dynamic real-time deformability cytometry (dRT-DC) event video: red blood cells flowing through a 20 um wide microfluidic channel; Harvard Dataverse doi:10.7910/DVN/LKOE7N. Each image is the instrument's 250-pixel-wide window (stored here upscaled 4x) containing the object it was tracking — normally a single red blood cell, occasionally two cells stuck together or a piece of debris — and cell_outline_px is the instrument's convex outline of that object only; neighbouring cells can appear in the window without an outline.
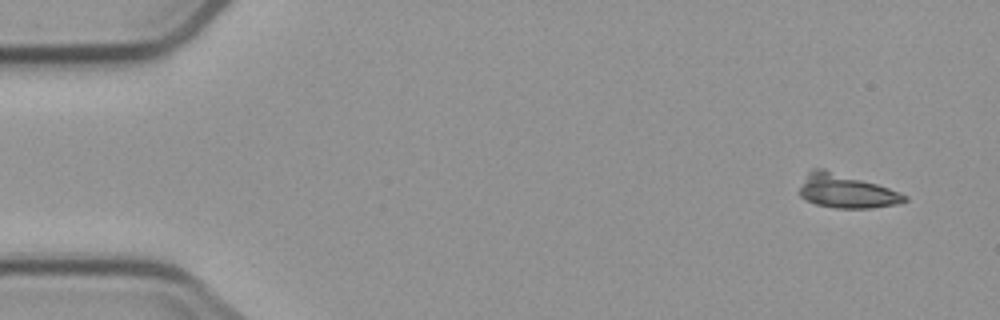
{"species": "common noctule bat (a hibernating species)", "species_latin": "Nyctalus noctula", "temperature_condition": "cold", "stored_images_in_passage": 5, "segment_of_instrument_passage": [1, 2], "camera_frame_rate_fps": 3000, "um_per_image_px": 0.085, "animal": {"sex": "male", "body_mass_g": 23.1, "forearm_length_mm": 52.7}, "frame": {"image": 1, "passage_image": 1, "time_ms": 0.0, "image_size_px": [1000, 320], "cell_outline_px": [[908, 200], [896, 204], [872, 208], [836, 208], [816, 204], [800, 196], [800, 188], [808, 172], [812, 168], [824, 168], [876, 184], [888, 188], [908, 196]], "centroid_in_image_um": [71.93, 16.25], "position_along_channel_um": 13.1, "area_um2": 20.35}}